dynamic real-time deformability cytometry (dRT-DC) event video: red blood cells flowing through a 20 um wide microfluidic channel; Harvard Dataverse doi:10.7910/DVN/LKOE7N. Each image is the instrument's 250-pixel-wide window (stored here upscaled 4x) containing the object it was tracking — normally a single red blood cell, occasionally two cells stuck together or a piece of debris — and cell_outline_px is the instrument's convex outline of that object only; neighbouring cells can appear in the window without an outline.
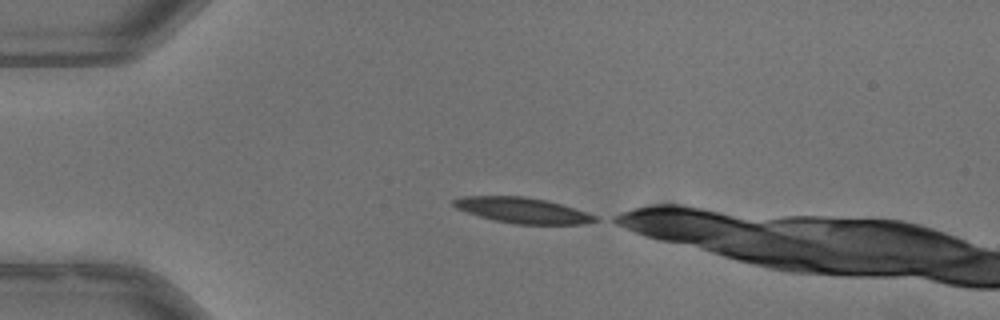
{"species": "common noctule bat (a hibernating species)", "species_latin": "Nyctalus noctula", "temperature_condition": "warm", "stored_images_in_passage": 4, "camera_frame_rate_fps": 3000, "um_per_image_px": 0.085, "animal": {"sex": "male", "body_mass_g": 13.3}, "frame": {"image": 1, "passage_image": 1, "time_ms": 0.0, "image_size_px": [1000, 320], "cell_outline_px": [[600, 220], [580, 224], [516, 224], [496, 220], [480, 216], [456, 208], [452, 204], [452, 200], [464, 196], [524, 196], [544, 200], [560, 204], [588, 212], [596, 216]], "centroid_in_image_um": [44.43, 17.87], "position_along_channel_um": 40.6, "area_um2": 20.81}}